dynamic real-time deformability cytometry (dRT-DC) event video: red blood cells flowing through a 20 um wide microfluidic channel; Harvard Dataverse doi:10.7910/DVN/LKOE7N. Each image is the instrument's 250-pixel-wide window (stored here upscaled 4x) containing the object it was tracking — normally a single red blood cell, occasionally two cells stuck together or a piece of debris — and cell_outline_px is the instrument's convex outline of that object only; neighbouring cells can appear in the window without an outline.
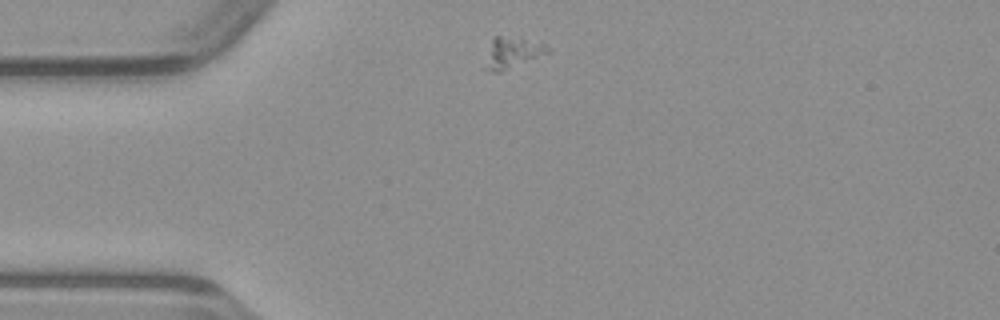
{"species": "common noctule bat (a hibernating species)", "species_latin": "Nyctalus noctula", "temperature_condition": "warm", "stored_images_in_passage": 41, "camera_frame_rate_fps": 3000, "um_per_image_px": 0.085, "animal": {"sex": "male", "body_mass_g": 23.1, "forearm_length_mm": 52.7}, "frame": {"image": 1, "passage_image": 1, "time_ms": 0.0, "image_size_px": [1000, 320], "cell_outline_px": [[552, 52], [500, 72], [492, 72], [484, 68], [492, 40], [496, 36], [520, 36], [544, 44]], "centroid_in_image_um": [43.59, 4.46], "position_along_channel_um": 41.4, "area_um2": 11.33}}
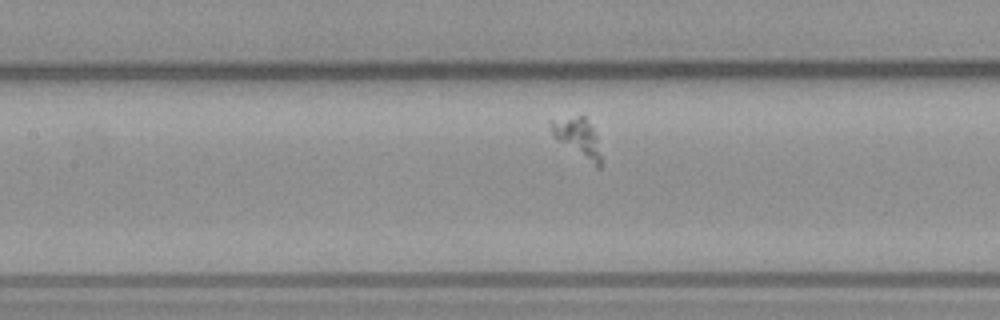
{"frame": {"image": 2, "passage_image": 12, "time_ms": 3.667, "image_size_px": [1000, 320], "cell_outline_px": [[600, 168], [596, 168], [560, 140], [552, 132], [548, 124], [548, 120], [580, 116], [584, 116], [592, 128], [596, 136], [600, 156]], "centroid_in_image_um": [49.11, 11.68], "position_along_channel_um": 158.3, "area_um2": 10.75}}
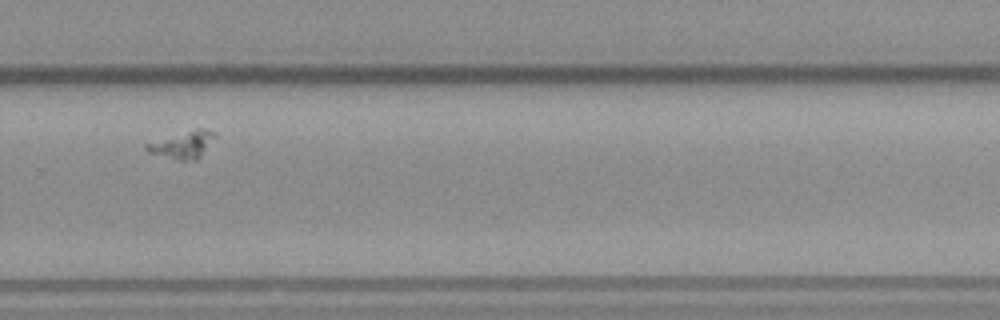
{"frame": {"image": 3, "passage_image": 24, "time_ms": 7.667, "image_size_px": [1000, 320], "cell_outline_px": [[216, 136], [200, 156], [196, 160], [180, 160], [148, 152], [144, 148], [144, 144], [196, 128], [204, 128], [216, 132]], "centroid_in_image_um": [15.55, 12.29], "position_along_channel_um": 314.3, "area_um2": 10.58}}